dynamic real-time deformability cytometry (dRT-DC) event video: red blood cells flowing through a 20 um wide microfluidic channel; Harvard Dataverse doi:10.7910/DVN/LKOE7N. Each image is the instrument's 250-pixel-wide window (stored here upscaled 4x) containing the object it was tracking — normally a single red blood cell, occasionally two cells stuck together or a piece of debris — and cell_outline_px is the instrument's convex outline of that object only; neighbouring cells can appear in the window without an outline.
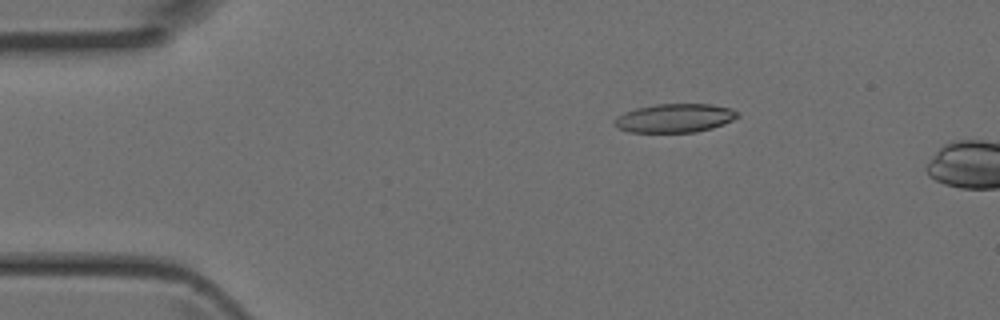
{"species": "Egyptian fruit bat (a non-hibernating species)", "species_latin": "Rousettus aegyptiacus", "temperature_condition": "room temperature", "stored_images_in_passage": 5, "camera_frame_rate_fps": 3000, "um_per_image_px": 0.085, "animal": {"sex": "female"}, "frame": {"image": 1, "passage_image": 3, "time_ms": 0.667, "image_size_px": [1000, 320], "cell_outline_px": [[740, 116], [724, 124], [712, 128], [696, 132], [628, 132], [616, 128], [616, 116], [624, 112], [636, 108], [656, 104], [712, 104], [732, 108]], "centroid_in_image_um": [57.36, 10.03], "position_along_channel_um": 27.6, "area_um2": 20.63}}